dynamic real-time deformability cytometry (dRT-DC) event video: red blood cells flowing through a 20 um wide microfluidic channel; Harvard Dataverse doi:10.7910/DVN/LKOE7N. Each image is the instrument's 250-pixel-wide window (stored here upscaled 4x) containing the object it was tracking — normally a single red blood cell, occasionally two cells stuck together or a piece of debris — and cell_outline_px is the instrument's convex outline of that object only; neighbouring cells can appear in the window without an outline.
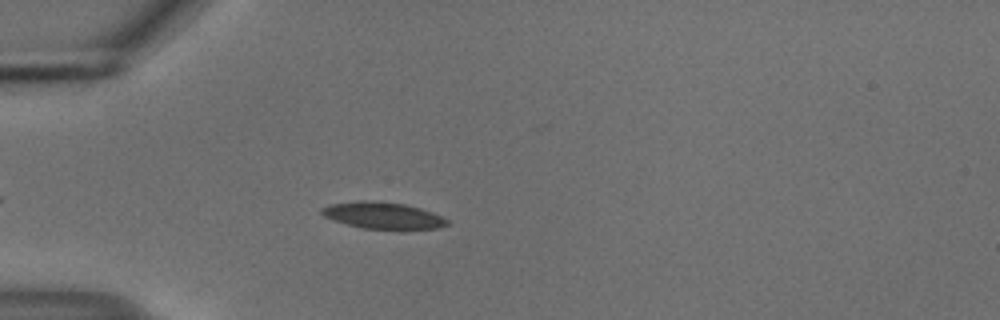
{"species": "common noctule bat (a hibernating species)", "species_latin": "Nyctalus noctula", "temperature_condition": "cold", "stored_images_in_passage": 46, "camera_frame_rate_fps": 3000, "um_per_image_px": 0.085, "animal": {"sex": "male", "body_mass_g": 18.8}, "frame": {"image": 1, "passage_image": 7, "time_ms": 2.0, "image_size_px": [1000, 320], "cell_outline_px": [[448, 224], [440, 228], [400, 232], [360, 228], [324, 216], [320, 212], [320, 208], [332, 204], [360, 200], [376, 200], [404, 204], [420, 208], [432, 212], [448, 220]], "centroid_in_image_um": [32.61, 18.36], "position_along_channel_um": 52.4, "area_um2": 20.23}}
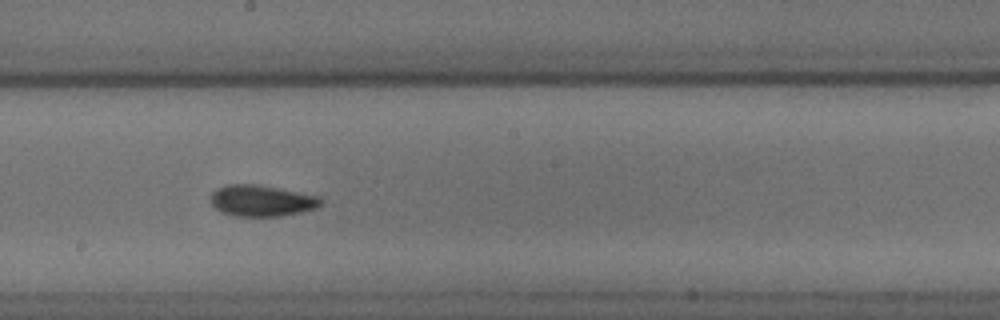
{"frame": {"image": 2, "passage_image": 22, "time_ms": 7.0, "image_size_px": [1000, 320], "cell_outline_px": [[324, 204], [316, 208], [300, 212], [280, 216], [232, 216], [220, 212], [212, 204], [212, 192], [216, 188], [228, 184], [260, 184], [320, 196], [324, 200]], "centroid_in_image_um": [22.27, 17.05], "position_along_channel_um": 225.9, "area_um2": 20.35}}
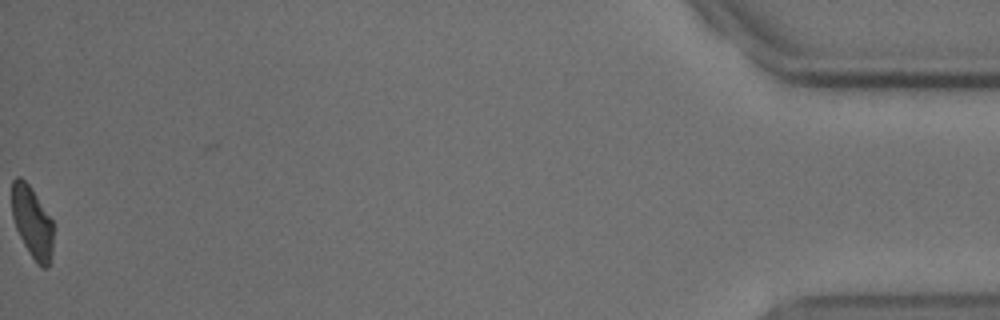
{"frame": {"image": 3, "passage_image": 46, "time_ms": 15.0, "image_size_px": [1000, 320], "cell_outline_px": [[52, 252], [48, 268], [40, 268], [36, 264], [24, 244], [16, 228], [12, 216], [12, 180], [16, 176], [20, 176], [28, 184], [52, 220]], "centroid_in_image_um": [2.72, 18.91], "position_along_channel_um": 432.5, "area_um2": 17.11}, "authors_computed_cell_mechanics": {"area_um2": 18.8428, "velocity_mm_per_s": 3.7263, "shape_relaxation_time_tau1_ms": 2.4998, "shape_relaxation_time_tau2_ms": 3.8388, "deformation_change_tau1": 0.0984, "deformation_change_tau2": 0.0927}}